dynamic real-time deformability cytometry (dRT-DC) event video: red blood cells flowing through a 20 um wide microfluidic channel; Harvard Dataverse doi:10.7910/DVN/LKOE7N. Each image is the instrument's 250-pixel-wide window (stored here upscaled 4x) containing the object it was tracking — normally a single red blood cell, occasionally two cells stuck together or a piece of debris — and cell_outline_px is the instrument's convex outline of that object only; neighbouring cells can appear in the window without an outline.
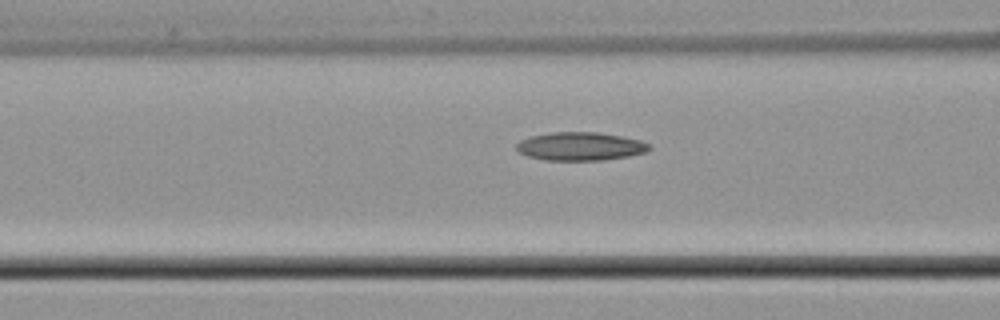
{"species": "common noctule bat (a hibernating species)", "species_latin": "Nyctalus noctula", "temperature_condition": "cold", "stored_images_in_passage": 7, "camera_frame_rate_fps": 3000, "um_per_image_px": 0.085, "animal": {"sex": "male", "body_mass_g": 21.5, "forearm_length_mm": 52.0}, "frame": {"image": 1, "passage_image": 5, "time_ms": 1.333, "image_size_px": [1000, 320], "cell_outline_px": [[652, 148], [644, 152], [628, 156], [604, 160], [544, 160], [528, 156], [520, 152], [516, 148], [516, 144], [520, 140], [532, 136], [552, 132], [596, 132], [620, 136], [640, 140], [648, 144]], "centroid_in_image_um": [49.31, 12.44], "position_along_channel_um": 117.3, "area_um2": 21.73}}